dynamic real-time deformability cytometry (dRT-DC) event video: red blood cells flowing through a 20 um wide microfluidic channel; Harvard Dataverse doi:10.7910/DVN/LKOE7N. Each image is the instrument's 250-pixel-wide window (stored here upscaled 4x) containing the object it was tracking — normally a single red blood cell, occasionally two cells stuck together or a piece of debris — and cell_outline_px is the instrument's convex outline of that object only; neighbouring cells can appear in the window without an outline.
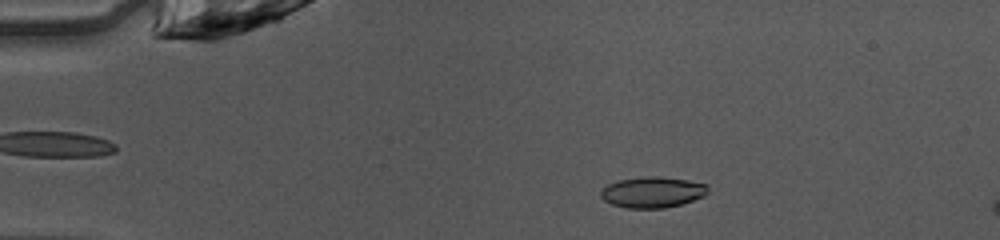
{"species": "common noctule bat (a hibernating species)", "species_latin": "Nyctalus noctula", "temperature_condition": "warm", "stored_images_in_passage": 7, "camera_frame_rate_fps": 3000, "um_per_image_px": 0.085, "animal": {"sex": "female", "body_mass_g": 10.0, "forearm_length_mm": 53.1}, "frame": {"image": 1, "passage_image": 2, "time_ms": 0.333, "image_size_px": [1000, 240], "cell_outline_px": [[708, 192], [704, 196], [680, 204], [664, 208], [624, 208], [612, 204], [604, 200], [600, 196], [600, 192], [608, 184], [620, 180], [648, 176], [656, 176], [688, 180], [708, 184]], "centroid_in_image_um": [55.47, 16.34], "position_along_channel_um": 29.5, "area_um2": 19.19}}